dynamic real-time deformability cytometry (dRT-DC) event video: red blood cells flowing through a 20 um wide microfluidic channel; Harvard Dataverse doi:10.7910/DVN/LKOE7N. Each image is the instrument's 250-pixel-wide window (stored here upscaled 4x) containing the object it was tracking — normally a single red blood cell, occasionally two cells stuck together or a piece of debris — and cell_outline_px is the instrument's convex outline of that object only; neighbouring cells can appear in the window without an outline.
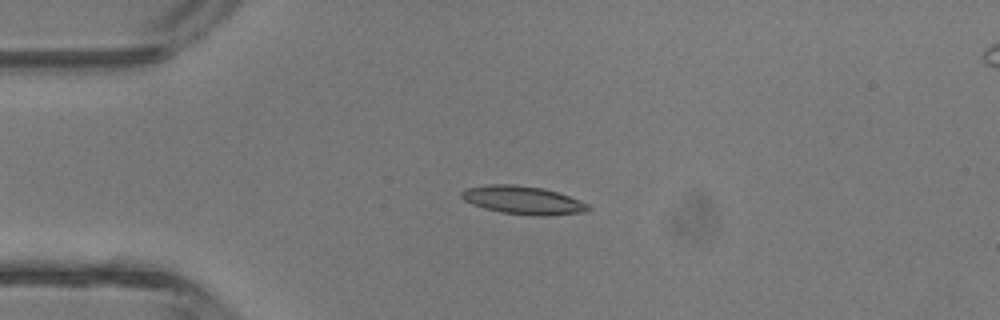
{"species": "common noctule bat (a hibernating species)", "species_latin": "Nyctalus noctula", "temperature_condition": "room temperature", "stored_images_in_passage": 5, "camera_frame_rate_fps": 3000, "um_per_image_px": 0.085, "animal": {"sex": "male", "body_mass_g": 13.3}, "frame": {"image": 1, "passage_image": 4, "time_ms": 3.333, "image_size_px": [1000, 320], "cell_outline_px": [[592, 208], [588, 212], [548, 216], [536, 216], [500, 212], [484, 208], [472, 204], [464, 200], [460, 196], [460, 192], [468, 188], [488, 184], [516, 184], [544, 188], [568, 196], [588, 204]], "centroid_in_image_um": [44.47, 17.02], "position_along_channel_um": 40.5, "area_um2": 20.98}}